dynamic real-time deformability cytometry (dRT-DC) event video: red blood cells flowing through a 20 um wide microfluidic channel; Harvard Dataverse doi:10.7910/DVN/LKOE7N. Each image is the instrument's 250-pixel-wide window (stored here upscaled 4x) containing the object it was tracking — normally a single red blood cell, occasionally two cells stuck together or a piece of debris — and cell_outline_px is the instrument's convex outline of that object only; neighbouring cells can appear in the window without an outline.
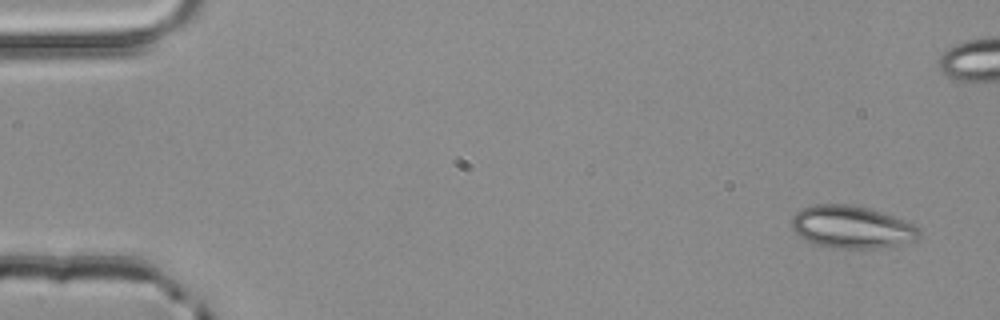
{"species": "common noctule bat (a hibernating species)", "species_latin": "Nyctalus noctula", "temperature_condition": "room temperature", "stored_images_in_passage": 5, "camera_frame_rate_fps": 3000, "um_per_image_px": 0.085, "animal": {"sex": "male", "body_mass_g": 20.4}, "frame": {"image": 1, "passage_image": 1, "time_ms": 0.0, "image_size_px": [1000, 320], "cell_outline_px": [[920, 236], [916, 240], [900, 244], [880, 248], [836, 248], [804, 240], [792, 228], [792, 216], [800, 208], [812, 204], [852, 204], [868, 208], [916, 224], [920, 228]], "centroid_in_image_um": [72.41, 19.28], "position_along_channel_um": 12.6, "area_um2": 31.62}}